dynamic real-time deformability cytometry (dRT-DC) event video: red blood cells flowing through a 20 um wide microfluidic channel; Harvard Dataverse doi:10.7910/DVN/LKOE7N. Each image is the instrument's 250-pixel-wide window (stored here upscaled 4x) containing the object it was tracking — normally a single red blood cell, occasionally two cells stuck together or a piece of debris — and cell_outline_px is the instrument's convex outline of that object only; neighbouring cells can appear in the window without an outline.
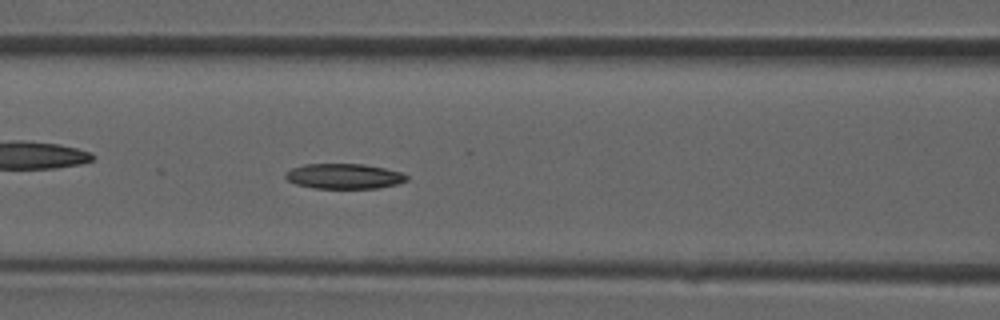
{"species": "common noctule bat (a hibernating species)", "species_latin": "Nyctalus noctula", "temperature_condition": "room temperature", "stored_images_in_passage": 37, "camera_frame_rate_fps": 3000, "um_per_image_px": 0.085, "animal": {"sex": "male", "forearm_length_mm": 52.5}, "frame": {"image": 1, "passage_image": 16, "time_ms": 5.0, "image_size_px": [1000, 320], "cell_outline_px": [[408, 180], [396, 184], [376, 188], [312, 188], [296, 184], [288, 180], [284, 176], [284, 172], [292, 168], [304, 164], [364, 164], [384, 168], [400, 172], [408, 176]], "centroid_in_image_um": [29.21, 14.97], "position_along_channel_um": 137.4, "area_um2": 17.74}}